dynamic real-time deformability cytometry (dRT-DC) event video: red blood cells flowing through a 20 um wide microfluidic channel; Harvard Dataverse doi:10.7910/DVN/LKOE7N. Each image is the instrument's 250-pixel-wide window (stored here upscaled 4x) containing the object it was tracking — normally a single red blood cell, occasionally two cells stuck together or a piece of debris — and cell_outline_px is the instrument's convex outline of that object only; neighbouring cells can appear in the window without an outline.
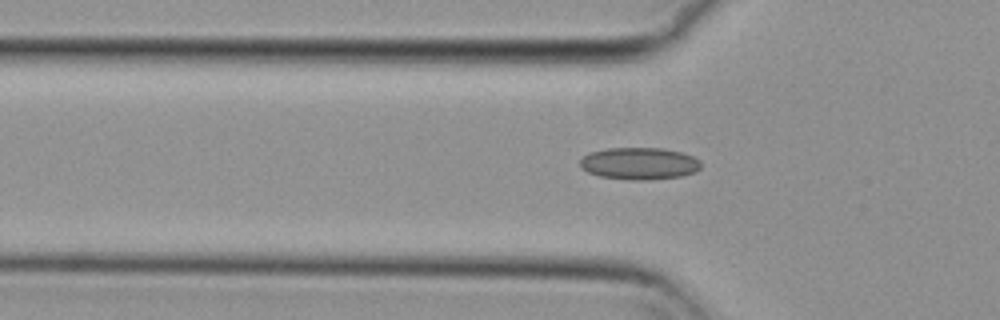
{"species": "common noctule bat (a hibernating species)", "species_latin": "Nyctalus noctula", "temperature_condition": "cold", "stored_images_in_passage": 41, "camera_frame_rate_fps": 3000, "um_per_image_px": 0.085, "animal": {"sex": "female", "body_mass_g": 29.2, "forearm_length_mm": 56.3}, "frame": {"image": 1, "passage_image": 5, "time_ms": 1.333, "image_size_px": [1000, 320], "cell_outline_px": [[700, 168], [696, 172], [680, 176], [648, 180], [632, 180], [600, 176], [588, 172], [580, 168], [580, 160], [588, 152], [604, 148], [660, 148], [684, 152], [700, 160]], "centroid_in_image_um": [54.33, 13.89], "position_along_channel_um": 71.5, "area_um2": 22.77}}
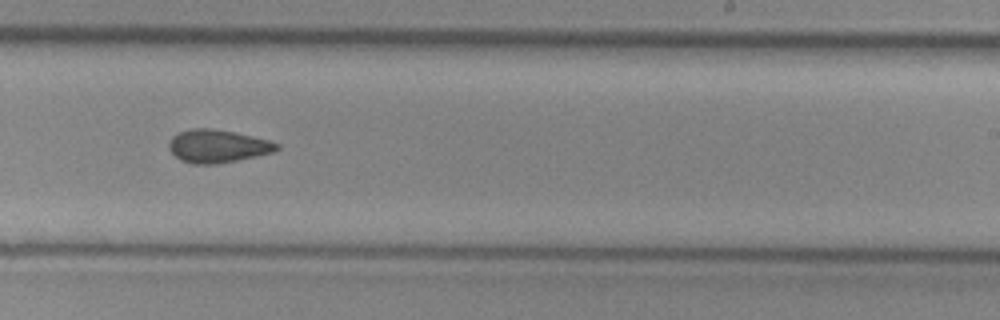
{"frame": {"image": 2, "passage_image": 21, "time_ms": 6.667, "image_size_px": [1000, 320], "cell_outline_px": [[280, 148], [272, 152], [256, 156], [216, 164], [192, 164], [180, 160], [168, 148], [168, 140], [172, 136], [180, 132], [192, 128], [212, 128], [236, 132], [268, 140], [280, 144]], "centroid_in_image_um": [18.47, 12.41], "position_along_channel_um": 270.5, "area_um2": 20.75}}
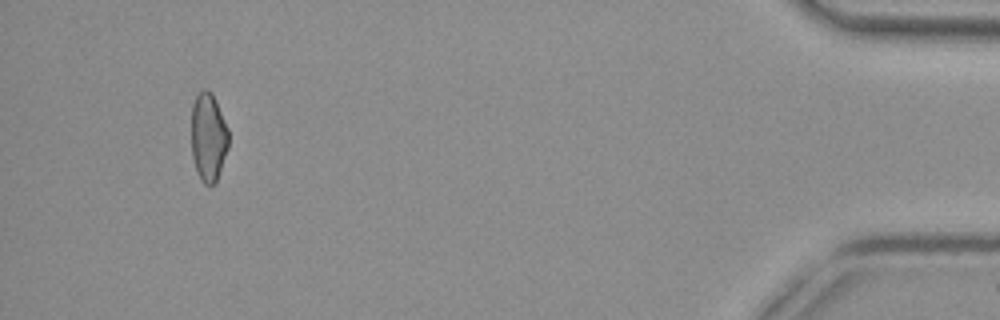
{"frame": {"image": 3, "passage_image": 39, "time_ms": 12.667, "image_size_px": [1000, 320], "cell_outline_px": [[228, 148], [216, 180], [212, 184], [204, 184], [200, 180], [192, 156], [192, 104], [196, 96], [204, 88], [212, 92], [216, 100], [228, 128]], "centroid_in_image_um": [17.71, 11.62], "position_along_channel_um": 417.5, "area_um2": 19.02}}